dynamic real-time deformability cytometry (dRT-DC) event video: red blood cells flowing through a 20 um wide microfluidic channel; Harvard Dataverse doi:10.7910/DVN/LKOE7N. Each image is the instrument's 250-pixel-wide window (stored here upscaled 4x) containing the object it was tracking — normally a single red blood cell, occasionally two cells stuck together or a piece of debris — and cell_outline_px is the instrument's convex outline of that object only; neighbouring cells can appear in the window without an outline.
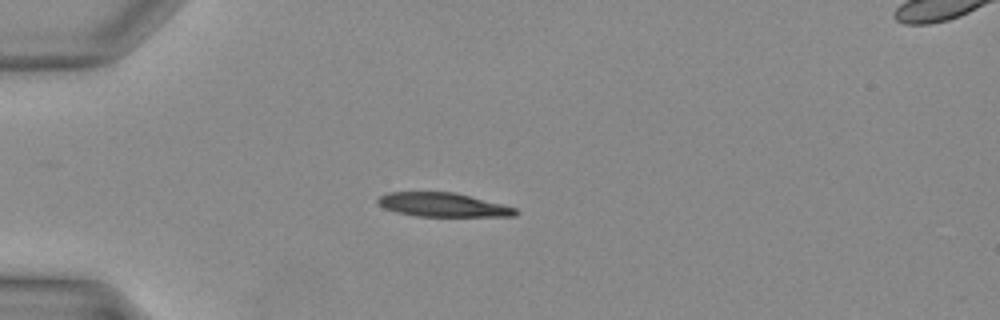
{"species": "Egyptian fruit bat (a non-hibernating species)", "species_latin": "Rousettus aegyptiacus", "temperature_condition": "warm", "stored_images_in_passage": 28, "camera_frame_rate_fps": 3000, "um_per_image_px": 0.085, "animal": {"sex": "female"}, "frame": {"image": 1, "passage_image": 4, "time_ms": 1.0, "image_size_px": [1000, 320], "cell_outline_px": [[520, 212], [516, 216], [416, 216], [396, 212], [384, 208], [376, 204], [376, 200], [380, 196], [388, 192], [452, 192], [504, 204], [516, 208]], "centroid_in_image_um": [37.64, 17.41], "position_along_channel_um": 47.4, "area_um2": 19.25}}
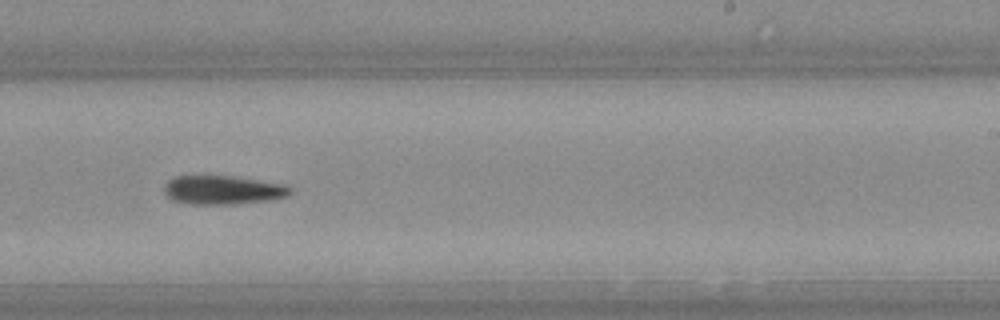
{"frame": {"image": 2, "passage_image": 18, "time_ms": 5.667, "image_size_px": [1000, 320], "cell_outline_px": [[292, 192], [288, 196], [268, 200], [228, 204], [192, 204], [176, 200], [168, 196], [164, 192], [164, 184], [168, 180], [176, 176], [232, 176], [288, 184], [292, 188]], "centroid_in_image_um": [18.99, 16.13], "position_along_channel_um": 270.0, "area_um2": 21.1}}
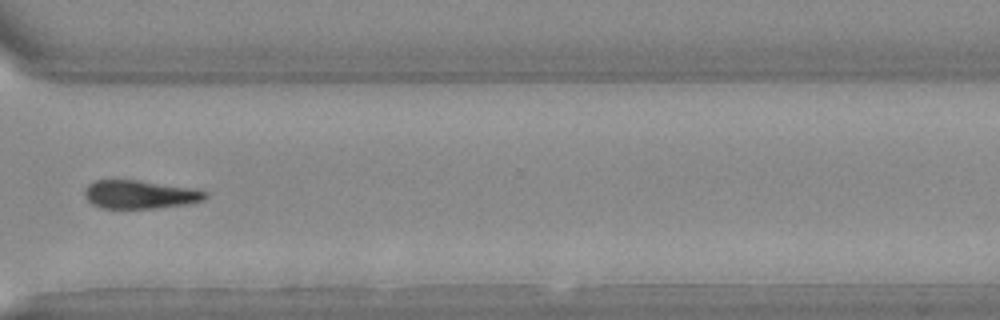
{"frame": {"image": 3, "passage_image": 23, "time_ms": 7.333, "image_size_px": [1000, 320], "cell_outline_px": [[208, 196], [204, 200], [188, 204], [156, 208], [100, 208], [92, 204], [84, 196], [84, 192], [88, 184], [96, 180], [136, 180], [188, 188], [208, 192]], "centroid_in_image_um": [11.86, 16.54], "position_along_channel_um": 358.7, "area_um2": 19.77}}